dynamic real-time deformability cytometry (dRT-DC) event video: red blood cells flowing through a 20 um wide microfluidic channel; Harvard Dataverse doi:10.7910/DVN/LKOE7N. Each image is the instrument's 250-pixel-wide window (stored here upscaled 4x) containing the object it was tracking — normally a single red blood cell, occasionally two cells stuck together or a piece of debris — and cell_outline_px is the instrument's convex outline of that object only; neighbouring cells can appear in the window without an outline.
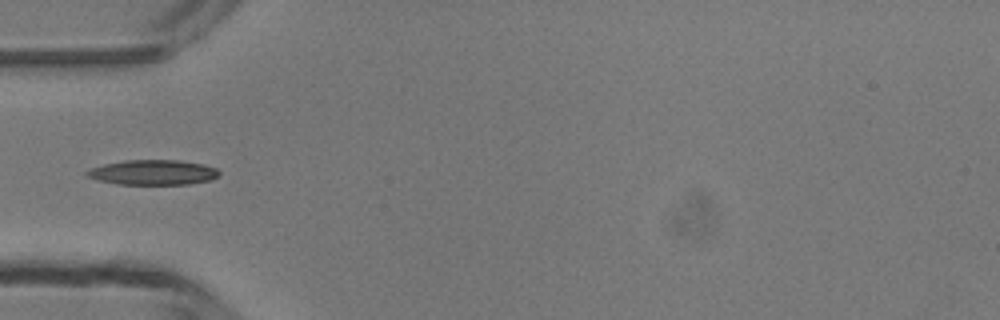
{"species": "common noctule bat (a hibernating species)", "species_latin": "Nyctalus noctula", "temperature_condition": "room temperature", "stored_images_in_passage": 4, "camera_frame_rate_fps": 3000, "um_per_image_px": 0.085, "animal": {"sex": "male", "body_mass_g": 13.3}, "frame": {"image": 1, "passage_image": 3, "time_ms": 3.333, "image_size_px": [1000, 320], "cell_outline_px": [[220, 176], [212, 180], [188, 184], [116, 184], [100, 180], [88, 176], [84, 172], [92, 168], [104, 164], [124, 160], [180, 160], [204, 164], [216, 168], [220, 172]], "centroid_in_image_um": [13.06, 14.65], "position_along_channel_um": 71.9, "area_um2": 19.31}}
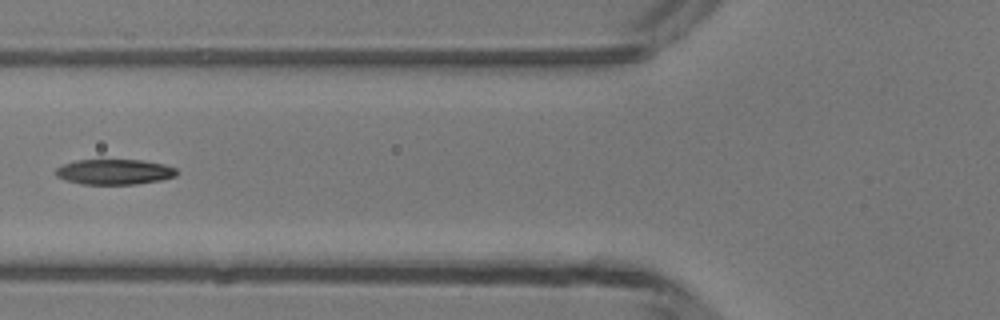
{"frame": {"image": 2, "passage_image": 4, "time_ms": 4.333, "image_size_px": [1000, 320], "cell_outline_px": [[176, 176], [160, 180], [136, 184], [80, 184], [64, 180], [56, 176], [52, 172], [56, 168], [64, 164], [76, 160], [144, 160], [164, 164], [176, 168]], "centroid_in_image_um": [9.68, 14.61], "position_along_channel_um": 116.1, "area_um2": 17.98}}